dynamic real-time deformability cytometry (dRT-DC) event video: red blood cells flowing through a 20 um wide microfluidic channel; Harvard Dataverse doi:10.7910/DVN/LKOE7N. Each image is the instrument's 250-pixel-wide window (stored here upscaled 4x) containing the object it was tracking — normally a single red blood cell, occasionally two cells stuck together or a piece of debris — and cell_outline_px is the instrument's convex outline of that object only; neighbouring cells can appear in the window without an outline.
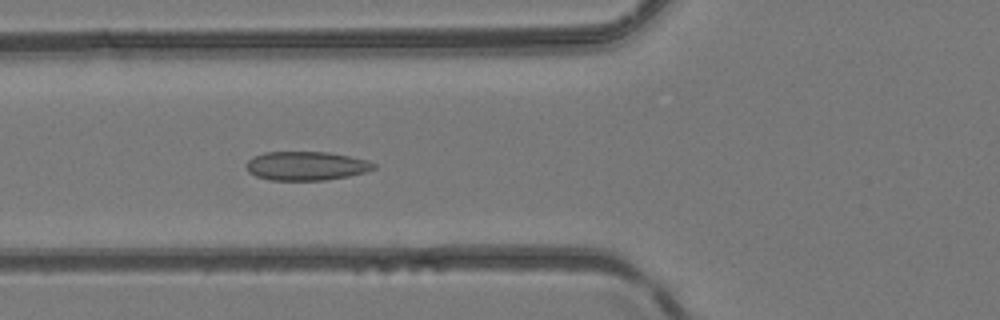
{"species": "common noctule bat (a hibernating species)", "species_latin": "Nyctalus noctula", "temperature_condition": "room temperature", "stored_images_in_passage": 3, "camera_frame_rate_fps": 3000, "um_per_image_px": 0.085, "animal": {"sex": "female", "body_mass_g": 24.6, "forearm_length_mm": 56.2}, "frame": {"image": 1, "passage_image": 3, "time_ms": 2.333, "image_size_px": [1000, 320], "cell_outline_px": [[376, 168], [364, 172], [348, 176], [324, 180], [268, 180], [256, 176], [248, 172], [244, 164], [248, 160], [264, 152], [328, 152], [368, 160], [376, 164]], "centroid_in_image_um": [26.01, 14.1], "position_along_channel_um": 99.8, "area_um2": 21.44}}